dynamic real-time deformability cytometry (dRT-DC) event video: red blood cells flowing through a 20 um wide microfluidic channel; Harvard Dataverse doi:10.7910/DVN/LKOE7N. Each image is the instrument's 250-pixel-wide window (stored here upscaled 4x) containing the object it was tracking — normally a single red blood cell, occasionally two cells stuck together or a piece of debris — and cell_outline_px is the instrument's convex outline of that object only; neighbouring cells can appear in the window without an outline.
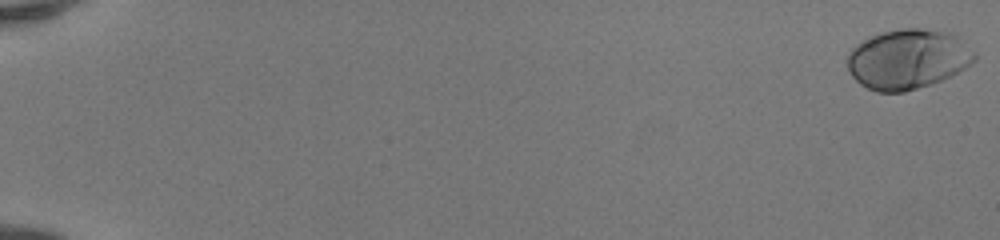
{"species": "human", "species_latin": "Homo sapiens", "temperature_condition": "room temperature", "stored_images_in_passage": 51, "camera_frame_rate_fps": 3000, "um_per_image_px": 0.085, "donor": {"sex": "female"}, "frame": {"image": 1, "passage_image": 1, "time_ms": 0.0, "image_size_px": [1000, 240], "cell_outline_px": [[976, 60], [964, 68], [940, 80], [904, 92], [876, 92], [860, 84], [852, 76], [848, 68], [848, 52], [856, 44], [880, 32], [900, 28], [920, 28], [956, 32], [976, 52]], "centroid_in_image_um": [77.19, 4.99], "position_along_channel_um": 7.8, "area_um2": 44.62}}
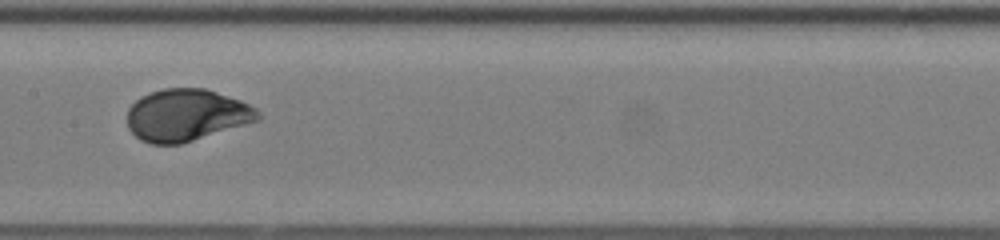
{"frame": {"image": 2, "passage_image": 29, "time_ms": 9.333, "image_size_px": [1000, 240], "cell_outline_px": [[260, 120], [180, 144], [152, 144], [140, 140], [128, 128], [128, 108], [140, 96], [164, 88], [204, 88], [240, 100], [256, 108], [260, 112]], "centroid_in_image_um": [15.84, 9.78], "position_along_channel_um": 191.6, "area_um2": 39.48}}
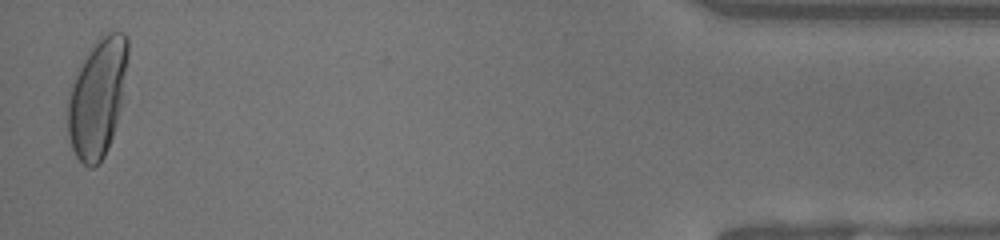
{"frame": {"image": 3, "passage_image": 51, "time_ms": 16.667, "image_size_px": [1000, 240], "cell_outline_px": [[128, 60], [120, 104], [112, 136], [108, 148], [104, 156], [92, 168], [88, 168], [76, 156], [72, 148], [68, 136], [68, 88], [80, 60], [96, 40], [108, 32], [124, 32], [128, 36]], "centroid_in_image_um": [8.24, 8.24], "position_along_channel_um": 427.0, "area_um2": 41.62}, "authors_computed_cell_mechanics": {"area_um2": 39.882, "velocity_mm_per_s": 4.1651, "shape_relaxation_time_tau1_ms": 3.0983, "shape_relaxation_time_tau2_ms": null, "deformation_change_tau1": 0.1662, "deformation_change_tau2": null}}